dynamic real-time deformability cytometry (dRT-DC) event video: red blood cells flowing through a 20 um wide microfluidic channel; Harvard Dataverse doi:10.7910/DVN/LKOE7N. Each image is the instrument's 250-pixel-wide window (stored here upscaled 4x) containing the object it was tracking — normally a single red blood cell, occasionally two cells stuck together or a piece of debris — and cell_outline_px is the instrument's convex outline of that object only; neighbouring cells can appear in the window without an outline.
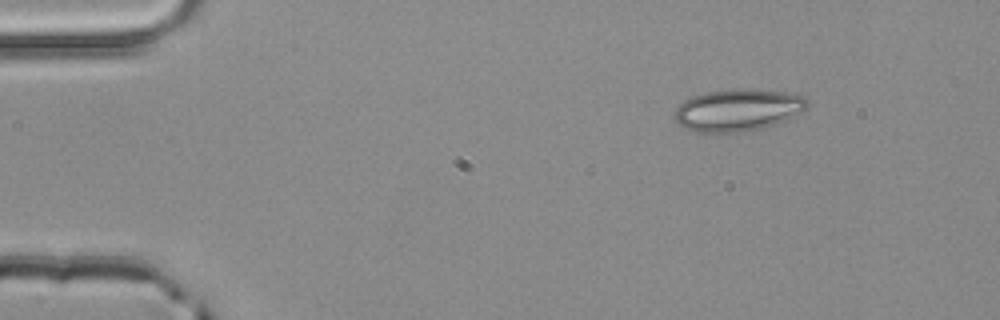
{"species": "common noctule bat (a hibernating species)", "species_latin": "Nyctalus noctula", "temperature_condition": "room temperature", "stored_images_in_passage": 3, "camera_frame_rate_fps": 3000, "um_per_image_px": 0.085, "animal": {"sex": "male", "body_mass_g": 20.4}, "frame": {"image": 1, "passage_image": 1, "time_ms": 0.0, "image_size_px": [1000, 320], "cell_outline_px": [[808, 108], [776, 124], [764, 128], [716, 136], [696, 132], [680, 124], [676, 120], [676, 108], [684, 100], [692, 96], [708, 92], [736, 88], [752, 88], [784, 92], [804, 96], [808, 100]], "centroid_in_image_um": [62.72, 9.37], "position_along_channel_um": 22.3, "area_um2": 33.06}}